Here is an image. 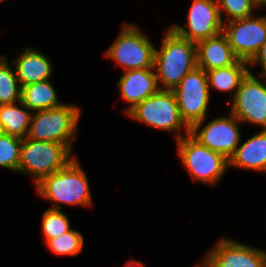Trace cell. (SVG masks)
<instances>
[{
    "label": "cell",
    "instance_id": "6da1fadb",
    "mask_svg": "<svg viewBox=\"0 0 266 267\" xmlns=\"http://www.w3.org/2000/svg\"><path fill=\"white\" fill-rule=\"evenodd\" d=\"M197 67L196 42L166 30L159 49L155 47L153 69L160 90H174L182 78ZM163 86V87H161Z\"/></svg>",
    "mask_w": 266,
    "mask_h": 267
},
{
    "label": "cell",
    "instance_id": "7a4b0ae2",
    "mask_svg": "<svg viewBox=\"0 0 266 267\" xmlns=\"http://www.w3.org/2000/svg\"><path fill=\"white\" fill-rule=\"evenodd\" d=\"M80 164L74 157L63 169L45 176L34 185L40 197L52 202L50 209L61 210V204L93 206L90 183Z\"/></svg>",
    "mask_w": 266,
    "mask_h": 267
},
{
    "label": "cell",
    "instance_id": "3957f363",
    "mask_svg": "<svg viewBox=\"0 0 266 267\" xmlns=\"http://www.w3.org/2000/svg\"><path fill=\"white\" fill-rule=\"evenodd\" d=\"M81 109L74 104L35 111L31 117L28 138L64 144L73 152V143L78 132Z\"/></svg>",
    "mask_w": 266,
    "mask_h": 267
},
{
    "label": "cell",
    "instance_id": "277c9868",
    "mask_svg": "<svg viewBox=\"0 0 266 267\" xmlns=\"http://www.w3.org/2000/svg\"><path fill=\"white\" fill-rule=\"evenodd\" d=\"M127 117L158 130L173 132L175 140L190 134V128L183 121L173 90H158L137 104ZM185 132V135L183 132Z\"/></svg>",
    "mask_w": 266,
    "mask_h": 267
},
{
    "label": "cell",
    "instance_id": "5b68a950",
    "mask_svg": "<svg viewBox=\"0 0 266 267\" xmlns=\"http://www.w3.org/2000/svg\"><path fill=\"white\" fill-rule=\"evenodd\" d=\"M74 154L57 142L22 139L18 173L32 177L34 185L42 178L63 169Z\"/></svg>",
    "mask_w": 266,
    "mask_h": 267
},
{
    "label": "cell",
    "instance_id": "8992f818",
    "mask_svg": "<svg viewBox=\"0 0 266 267\" xmlns=\"http://www.w3.org/2000/svg\"><path fill=\"white\" fill-rule=\"evenodd\" d=\"M178 156L194 182L215 185L229 169V160L202 145L191 134L176 140Z\"/></svg>",
    "mask_w": 266,
    "mask_h": 267
},
{
    "label": "cell",
    "instance_id": "52a82bcc",
    "mask_svg": "<svg viewBox=\"0 0 266 267\" xmlns=\"http://www.w3.org/2000/svg\"><path fill=\"white\" fill-rule=\"evenodd\" d=\"M155 47L139 26L124 22L117 38L103 55L124 71L153 68Z\"/></svg>",
    "mask_w": 266,
    "mask_h": 267
},
{
    "label": "cell",
    "instance_id": "ba28073f",
    "mask_svg": "<svg viewBox=\"0 0 266 267\" xmlns=\"http://www.w3.org/2000/svg\"><path fill=\"white\" fill-rule=\"evenodd\" d=\"M229 104L230 113L242 124H251L266 130V77H256L249 69Z\"/></svg>",
    "mask_w": 266,
    "mask_h": 267
},
{
    "label": "cell",
    "instance_id": "9c48e42d",
    "mask_svg": "<svg viewBox=\"0 0 266 267\" xmlns=\"http://www.w3.org/2000/svg\"><path fill=\"white\" fill-rule=\"evenodd\" d=\"M181 117L191 129L205 120L210 101V91L206 72L196 67L187 73L173 90Z\"/></svg>",
    "mask_w": 266,
    "mask_h": 267
},
{
    "label": "cell",
    "instance_id": "30bf717a",
    "mask_svg": "<svg viewBox=\"0 0 266 267\" xmlns=\"http://www.w3.org/2000/svg\"><path fill=\"white\" fill-rule=\"evenodd\" d=\"M228 114V116L215 117L204 126L205 120L196 123L190 129V134L202 145L229 160L241 142L239 126L242 122L230 112Z\"/></svg>",
    "mask_w": 266,
    "mask_h": 267
},
{
    "label": "cell",
    "instance_id": "8fae6325",
    "mask_svg": "<svg viewBox=\"0 0 266 267\" xmlns=\"http://www.w3.org/2000/svg\"><path fill=\"white\" fill-rule=\"evenodd\" d=\"M202 259L205 267H266L264 249L236 242L226 236H222Z\"/></svg>",
    "mask_w": 266,
    "mask_h": 267
},
{
    "label": "cell",
    "instance_id": "7c38bea8",
    "mask_svg": "<svg viewBox=\"0 0 266 267\" xmlns=\"http://www.w3.org/2000/svg\"><path fill=\"white\" fill-rule=\"evenodd\" d=\"M255 15L223 23L226 35L234 54L249 62L266 41V21Z\"/></svg>",
    "mask_w": 266,
    "mask_h": 267
},
{
    "label": "cell",
    "instance_id": "4fadbf2b",
    "mask_svg": "<svg viewBox=\"0 0 266 267\" xmlns=\"http://www.w3.org/2000/svg\"><path fill=\"white\" fill-rule=\"evenodd\" d=\"M186 27L180 23L170 25L177 35L196 43L223 32V22L216 0H193L187 14Z\"/></svg>",
    "mask_w": 266,
    "mask_h": 267
},
{
    "label": "cell",
    "instance_id": "5bb4252c",
    "mask_svg": "<svg viewBox=\"0 0 266 267\" xmlns=\"http://www.w3.org/2000/svg\"><path fill=\"white\" fill-rule=\"evenodd\" d=\"M121 98L129 105L123 110L126 114L137 104L159 90L153 68L123 71L117 82Z\"/></svg>",
    "mask_w": 266,
    "mask_h": 267
},
{
    "label": "cell",
    "instance_id": "9a60e30c",
    "mask_svg": "<svg viewBox=\"0 0 266 267\" xmlns=\"http://www.w3.org/2000/svg\"><path fill=\"white\" fill-rule=\"evenodd\" d=\"M12 63L21 86L52 78L54 68L50 58L34 47L24 48L15 59H12Z\"/></svg>",
    "mask_w": 266,
    "mask_h": 267
},
{
    "label": "cell",
    "instance_id": "2e32d148",
    "mask_svg": "<svg viewBox=\"0 0 266 267\" xmlns=\"http://www.w3.org/2000/svg\"><path fill=\"white\" fill-rule=\"evenodd\" d=\"M196 45L197 67L205 72L229 67L239 60L223 32L214 37L200 40Z\"/></svg>",
    "mask_w": 266,
    "mask_h": 267
},
{
    "label": "cell",
    "instance_id": "e0dca14e",
    "mask_svg": "<svg viewBox=\"0 0 266 267\" xmlns=\"http://www.w3.org/2000/svg\"><path fill=\"white\" fill-rule=\"evenodd\" d=\"M230 167L266 173V130L260 129L245 142L239 143L229 159Z\"/></svg>",
    "mask_w": 266,
    "mask_h": 267
},
{
    "label": "cell",
    "instance_id": "ac0fdd59",
    "mask_svg": "<svg viewBox=\"0 0 266 267\" xmlns=\"http://www.w3.org/2000/svg\"><path fill=\"white\" fill-rule=\"evenodd\" d=\"M32 114L21 101L0 105V132L21 139L26 138Z\"/></svg>",
    "mask_w": 266,
    "mask_h": 267
},
{
    "label": "cell",
    "instance_id": "d6986e66",
    "mask_svg": "<svg viewBox=\"0 0 266 267\" xmlns=\"http://www.w3.org/2000/svg\"><path fill=\"white\" fill-rule=\"evenodd\" d=\"M248 72V62L242 59L229 67L206 71L210 93L212 88L219 92L230 93L232 98L229 99V103L234 98L241 80Z\"/></svg>",
    "mask_w": 266,
    "mask_h": 267
},
{
    "label": "cell",
    "instance_id": "ffe728a7",
    "mask_svg": "<svg viewBox=\"0 0 266 267\" xmlns=\"http://www.w3.org/2000/svg\"><path fill=\"white\" fill-rule=\"evenodd\" d=\"M51 80L21 86V102L32 112L54 108L62 104Z\"/></svg>",
    "mask_w": 266,
    "mask_h": 267
},
{
    "label": "cell",
    "instance_id": "44dd1931",
    "mask_svg": "<svg viewBox=\"0 0 266 267\" xmlns=\"http://www.w3.org/2000/svg\"><path fill=\"white\" fill-rule=\"evenodd\" d=\"M6 55L0 56V105L21 101L22 87Z\"/></svg>",
    "mask_w": 266,
    "mask_h": 267
},
{
    "label": "cell",
    "instance_id": "7402d4cb",
    "mask_svg": "<svg viewBox=\"0 0 266 267\" xmlns=\"http://www.w3.org/2000/svg\"><path fill=\"white\" fill-rule=\"evenodd\" d=\"M84 237L81 232L71 229L60 236L49 239L46 242L48 249L55 255L77 256L84 248Z\"/></svg>",
    "mask_w": 266,
    "mask_h": 267
},
{
    "label": "cell",
    "instance_id": "603a6c76",
    "mask_svg": "<svg viewBox=\"0 0 266 267\" xmlns=\"http://www.w3.org/2000/svg\"><path fill=\"white\" fill-rule=\"evenodd\" d=\"M41 230L45 243L52 238L71 230L70 220L62 210L50 209L44 211L41 221Z\"/></svg>",
    "mask_w": 266,
    "mask_h": 267
},
{
    "label": "cell",
    "instance_id": "cb8c5ba5",
    "mask_svg": "<svg viewBox=\"0 0 266 267\" xmlns=\"http://www.w3.org/2000/svg\"><path fill=\"white\" fill-rule=\"evenodd\" d=\"M22 139L0 132V167L18 172Z\"/></svg>",
    "mask_w": 266,
    "mask_h": 267
},
{
    "label": "cell",
    "instance_id": "d4e9b609",
    "mask_svg": "<svg viewBox=\"0 0 266 267\" xmlns=\"http://www.w3.org/2000/svg\"><path fill=\"white\" fill-rule=\"evenodd\" d=\"M216 3L223 23L255 15L254 10L260 9L256 0H216ZM223 12L228 18H222Z\"/></svg>",
    "mask_w": 266,
    "mask_h": 267
},
{
    "label": "cell",
    "instance_id": "484cf974",
    "mask_svg": "<svg viewBox=\"0 0 266 267\" xmlns=\"http://www.w3.org/2000/svg\"><path fill=\"white\" fill-rule=\"evenodd\" d=\"M254 65L261 66V71L257 74V76L266 77V41L260 47L255 56L248 62L249 67L252 68Z\"/></svg>",
    "mask_w": 266,
    "mask_h": 267
},
{
    "label": "cell",
    "instance_id": "4316f807",
    "mask_svg": "<svg viewBox=\"0 0 266 267\" xmlns=\"http://www.w3.org/2000/svg\"><path fill=\"white\" fill-rule=\"evenodd\" d=\"M124 267H146V265H144V263L141 262L140 260L139 261L131 260L127 261Z\"/></svg>",
    "mask_w": 266,
    "mask_h": 267
},
{
    "label": "cell",
    "instance_id": "83f0119b",
    "mask_svg": "<svg viewBox=\"0 0 266 267\" xmlns=\"http://www.w3.org/2000/svg\"><path fill=\"white\" fill-rule=\"evenodd\" d=\"M258 6L266 5V0H256Z\"/></svg>",
    "mask_w": 266,
    "mask_h": 267
},
{
    "label": "cell",
    "instance_id": "f1b7e54d",
    "mask_svg": "<svg viewBox=\"0 0 266 267\" xmlns=\"http://www.w3.org/2000/svg\"><path fill=\"white\" fill-rule=\"evenodd\" d=\"M196 267H205V266L200 262V264L198 263Z\"/></svg>",
    "mask_w": 266,
    "mask_h": 267
},
{
    "label": "cell",
    "instance_id": "f546056e",
    "mask_svg": "<svg viewBox=\"0 0 266 267\" xmlns=\"http://www.w3.org/2000/svg\"><path fill=\"white\" fill-rule=\"evenodd\" d=\"M261 7H266V5H262V6H260V8ZM263 17L265 18V21H266V15H263Z\"/></svg>",
    "mask_w": 266,
    "mask_h": 267
}]
</instances>
